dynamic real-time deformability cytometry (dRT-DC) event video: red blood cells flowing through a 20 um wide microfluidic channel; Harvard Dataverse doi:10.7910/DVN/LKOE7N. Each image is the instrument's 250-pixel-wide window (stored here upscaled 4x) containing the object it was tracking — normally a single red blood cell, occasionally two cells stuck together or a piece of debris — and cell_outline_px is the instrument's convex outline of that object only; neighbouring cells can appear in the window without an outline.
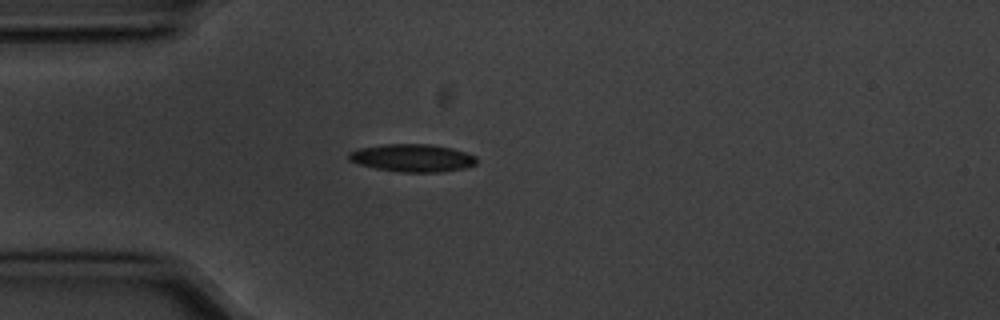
{"species": "common noctule bat (a hibernating species)", "species_latin": "Nyctalus noctula", "temperature_condition": "cold", "stored_images_in_passage": 44, "camera_frame_rate_fps": 3000, "um_per_image_px": 0.085, "animal": {"sex": "male", "body_mass_g": 20.1, "forearm_length_mm": 53.5}, "frame": {"image": 1, "passage_image": 6, "time_ms": 1.667, "image_size_px": [1000, 320], "cell_outline_px": [[476, 164], [464, 168], [440, 172], [400, 172], [376, 168], [360, 164], [348, 160], [348, 152], [360, 148], [388, 144], [428, 144], [452, 148], [476, 156]], "centroid_in_image_um": [35.05, 13.43], "position_along_channel_um": 49.9, "area_um2": 20.46}}
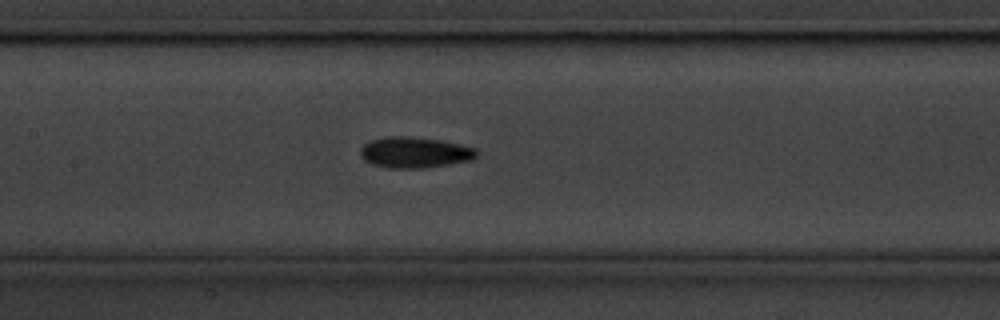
{"frame": {"image": 2, "passage_image": 17, "time_ms": 5.333, "image_size_px": [1000, 320], "cell_outline_px": [[476, 156], [472, 160], [424, 168], [388, 168], [372, 164], [364, 160], [360, 156], [360, 148], [364, 144], [372, 140], [384, 136], [408, 136], [440, 140], [476, 148]], "centroid_in_image_um": [35.21, 12.95], "position_along_channel_um": 172.2, "area_um2": 20.92}}
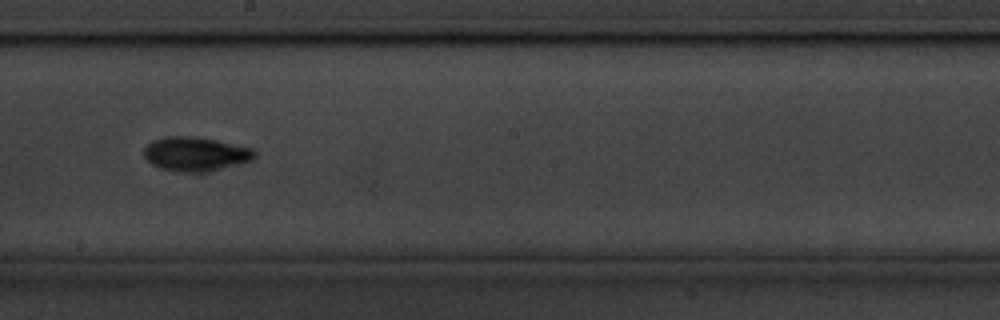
{"frame": {"image": 3, "passage_image": 22, "time_ms": 7.0, "image_size_px": [1000, 320], "cell_outline_px": [[256, 156], [252, 160], [208, 172], [180, 172], [160, 168], [152, 164], [144, 156], [144, 148], [152, 140], [164, 136], [192, 136], [216, 140], [252, 148], [256, 152]], "centroid_in_image_um": [16.61, 13.08], "position_along_channel_um": 231.6, "area_um2": 22.02}, "authors_computed_cell_mechanics": {"area_um2": 18.7561, "velocity_mm_per_s": 3.5787, "shape_relaxation_time_tau1_ms": 3.1814, "shape_relaxation_time_tau2_ms": 4.3588, "deformation_change_tau1": 0.1198, "deformation_change_tau2": 0.1212}}